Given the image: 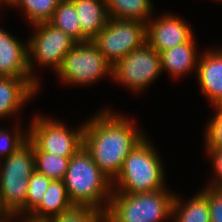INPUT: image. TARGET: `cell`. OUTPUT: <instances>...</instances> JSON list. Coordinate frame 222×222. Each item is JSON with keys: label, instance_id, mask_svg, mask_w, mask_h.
<instances>
[{"label": "cell", "instance_id": "cb8c5ba5", "mask_svg": "<svg viewBox=\"0 0 222 222\" xmlns=\"http://www.w3.org/2000/svg\"><path fill=\"white\" fill-rule=\"evenodd\" d=\"M44 174L36 170L30 176L28 182L27 196H26V215H28L43 199L45 191L51 183Z\"/></svg>", "mask_w": 222, "mask_h": 222}, {"label": "cell", "instance_id": "603a6c76", "mask_svg": "<svg viewBox=\"0 0 222 222\" xmlns=\"http://www.w3.org/2000/svg\"><path fill=\"white\" fill-rule=\"evenodd\" d=\"M103 213L86 205H73L46 222H101Z\"/></svg>", "mask_w": 222, "mask_h": 222}, {"label": "cell", "instance_id": "ac0fdd59", "mask_svg": "<svg viewBox=\"0 0 222 222\" xmlns=\"http://www.w3.org/2000/svg\"><path fill=\"white\" fill-rule=\"evenodd\" d=\"M181 201L175 194L172 207L174 222H210L206 188L194 195L188 202Z\"/></svg>", "mask_w": 222, "mask_h": 222}, {"label": "cell", "instance_id": "ba28073f", "mask_svg": "<svg viewBox=\"0 0 222 222\" xmlns=\"http://www.w3.org/2000/svg\"><path fill=\"white\" fill-rule=\"evenodd\" d=\"M92 42L114 66L124 56L146 43V23L110 18Z\"/></svg>", "mask_w": 222, "mask_h": 222}, {"label": "cell", "instance_id": "83f0119b", "mask_svg": "<svg viewBox=\"0 0 222 222\" xmlns=\"http://www.w3.org/2000/svg\"><path fill=\"white\" fill-rule=\"evenodd\" d=\"M209 157L212 159L214 174V182L210 183L207 187L213 189H222V148L219 149H206Z\"/></svg>", "mask_w": 222, "mask_h": 222}, {"label": "cell", "instance_id": "4dcf8cb0", "mask_svg": "<svg viewBox=\"0 0 222 222\" xmlns=\"http://www.w3.org/2000/svg\"><path fill=\"white\" fill-rule=\"evenodd\" d=\"M23 222H35V221H31V220H29V219H23Z\"/></svg>", "mask_w": 222, "mask_h": 222}, {"label": "cell", "instance_id": "7c38bea8", "mask_svg": "<svg viewBox=\"0 0 222 222\" xmlns=\"http://www.w3.org/2000/svg\"><path fill=\"white\" fill-rule=\"evenodd\" d=\"M26 45L0 27V77L31 78Z\"/></svg>", "mask_w": 222, "mask_h": 222}, {"label": "cell", "instance_id": "7402d4cb", "mask_svg": "<svg viewBox=\"0 0 222 222\" xmlns=\"http://www.w3.org/2000/svg\"><path fill=\"white\" fill-rule=\"evenodd\" d=\"M35 170L51 180H63L71 157L57 156L48 152L34 151Z\"/></svg>", "mask_w": 222, "mask_h": 222}, {"label": "cell", "instance_id": "8fae6325", "mask_svg": "<svg viewBox=\"0 0 222 222\" xmlns=\"http://www.w3.org/2000/svg\"><path fill=\"white\" fill-rule=\"evenodd\" d=\"M193 36L188 23L172 14L154 20L150 18L146 23V42L159 54L188 42Z\"/></svg>", "mask_w": 222, "mask_h": 222}, {"label": "cell", "instance_id": "f546056e", "mask_svg": "<svg viewBox=\"0 0 222 222\" xmlns=\"http://www.w3.org/2000/svg\"><path fill=\"white\" fill-rule=\"evenodd\" d=\"M101 222H111L105 215H103Z\"/></svg>", "mask_w": 222, "mask_h": 222}, {"label": "cell", "instance_id": "30bf717a", "mask_svg": "<svg viewBox=\"0 0 222 222\" xmlns=\"http://www.w3.org/2000/svg\"><path fill=\"white\" fill-rule=\"evenodd\" d=\"M160 73L161 56L147 42L124 56L112 68V78L134 92L148 87Z\"/></svg>", "mask_w": 222, "mask_h": 222}, {"label": "cell", "instance_id": "277c9868", "mask_svg": "<svg viewBox=\"0 0 222 222\" xmlns=\"http://www.w3.org/2000/svg\"><path fill=\"white\" fill-rule=\"evenodd\" d=\"M0 161V202L14 216L26 215V196L30 176L35 171L33 143L28 139L9 157Z\"/></svg>", "mask_w": 222, "mask_h": 222}, {"label": "cell", "instance_id": "4316f807", "mask_svg": "<svg viewBox=\"0 0 222 222\" xmlns=\"http://www.w3.org/2000/svg\"><path fill=\"white\" fill-rule=\"evenodd\" d=\"M210 222H222V189L206 188Z\"/></svg>", "mask_w": 222, "mask_h": 222}, {"label": "cell", "instance_id": "3957f363", "mask_svg": "<svg viewBox=\"0 0 222 222\" xmlns=\"http://www.w3.org/2000/svg\"><path fill=\"white\" fill-rule=\"evenodd\" d=\"M154 148L145 137L130 152L119 175L112 182V193H150L166 188L164 167Z\"/></svg>", "mask_w": 222, "mask_h": 222}, {"label": "cell", "instance_id": "5bb4252c", "mask_svg": "<svg viewBox=\"0 0 222 222\" xmlns=\"http://www.w3.org/2000/svg\"><path fill=\"white\" fill-rule=\"evenodd\" d=\"M38 88L32 78L0 77V118L15 114Z\"/></svg>", "mask_w": 222, "mask_h": 222}, {"label": "cell", "instance_id": "9c48e42d", "mask_svg": "<svg viewBox=\"0 0 222 222\" xmlns=\"http://www.w3.org/2000/svg\"><path fill=\"white\" fill-rule=\"evenodd\" d=\"M33 26L35 32L30 40L26 42L28 44V64L31 78L40 85L39 79L37 80V77H34V74H32L34 73L33 66L36 63L39 66H53L54 72H57L62 65L65 55L78 42L62 30L55 28L49 22ZM33 61H36L34 65Z\"/></svg>", "mask_w": 222, "mask_h": 222}, {"label": "cell", "instance_id": "5b68a950", "mask_svg": "<svg viewBox=\"0 0 222 222\" xmlns=\"http://www.w3.org/2000/svg\"><path fill=\"white\" fill-rule=\"evenodd\" d=\"M167 189L150 193H112L104 214L111 222H162L172 219L175 194Z\"/></svg>", "mask_w": 222, "mask_h": 222}, {"label": "cell", "instance_id": "7a4b0ae2", "mask_svg": "<svg viewBox=\"0 0 222 222\" xmlns=\"http://www.w3.org/2000/svg\"><path fill=\"white\" fill-rule=\"evenodd\" d=\"M63 183L73 205L91 206L106 213L113 192L112 181L84 147L71 156Z\"/></svg>", "mask_w": 222, "mask_h": 222}, {"label": "cell", "instance_id": "4fadbf2b", "mask_svg": "<svg viewBox=\"0 0 222 222\" xmlns=\"http://www.w3.org/2000/svg\"><path fill=\"white\" fill-rule=\"evenodd\" d=\"M197 79L203 94L215 107L222 105V49L208 50L199 58Z\"/></svg>", "mask_w": 222, "mask_h": 222}, {"label": "cell", "instance_id": "6da1fadb", "mask_svg": "<svg viewBox=\"0 0 222 222\" xmlns=\"http://www.w3.org/2000/svg\"><path fill=\"white\" fill-rule=\"evenodd\" d=\"M96 115V116H95ZM84 123L83 147L113 182L125 158L145 138L129 118L102 110Z\"/></svg>", "mask_w": 222, "mask_h": 222}, {"label": "cell", "instance_id": "52a82bcc", "mask_svg": "<svg viewBox=\"0 0 222 222\" xmlns=\"http://www.w3.org/2000/svg\"><path fill=\"white\" fill-rule=\"evenodd\" d=\"M53 120L37 115L30 122L28 139L33 143V151L71 157L83 147L84 125L70 131L62 122Z\"/></svg>", "mask_w": 222, "mask_h": 222}, {"label": "cell", "instance_id": "9a60e30c", "mask_svg": "<svg viewBox=\"0 0 222 222\" xmlns=\"http://www.w3.org/2000/svg\"><path fill=\"white\" fill-rule=\"evenodd\" d=\"M82 29V42L92 41L110 19L104 0H72Z\"/></svg>", "mask_w": 222, "mask_h": 222}, {"label": "cell", "instance_id": "e0dca14e", "mask_svg": "<svg viewBox=\"0 0 222 222\" xmlns=\"http://www.w3.org/2000/svg\"><path fill=\"white\" fill-rule=\"evenodd\" d=\"M195 45L193 36L188 42L161 52V71L165 70L170 73L171 77L177 78L197 69L199 56H197Z\"/></svg>", "mask_w": 222, "mask_h": 222}, {"label": "cell", "instance_id": "8992f818", "mask_svg": "<svg viewBox=\"0 0 222 222\" xmlns=\"http://www.w3.org/2000/svg\"><path fill=\"white\" fill-rule=\"evenodd\" d=\"M112 68L96 45L87 41L78 42L69 50L56 73L65 84L89 85L105 75L112 77Z\"/></svg>", "mask_w": 222, "mask_h": 222}, {"label": "cell", "instance_id": "ffe728a7", "mask_svg": "<svg viewBox=\"0 0 222 222\" xmlns=\"http://www.w3.org/2000/svg\"><path fill=\"white\" fill-rule=\"evenodd\" d=\"M49 23L70 35L77 42H82V29L72 0H60Z\"/></svg>", "mask_w": 222, "mask_h": 222}, {"label": "cell", "instance_id": "484cf974", "mask_svg": "<svg viewBox=\"0 0 222 222\" xmlns=\"http://www.w3.org/2000/svg\"><path fill=\"white\" fill-rule=\"evenodd\" d=\"M216 114L209 121L205 130L206 149L222 148V109L215 107Z\"/></svg>", "mask_w": 222, "mask_h": 222}, {"label": "cell", "instance_id": "f1b7e54d", "mask_svg": "<svg viewBox=\"0 0 222 222\" xmlns=\"http://www.w3.org/2000/svg\"><path fill=\"white\" fill-rule=\"evenodd\" d=\"M12 218L10 215L4 210L3 206L1 205L0 202V222H10Z\"/></svg>", "mask_w": 222, "mask_h": 222}, {"label": "cell", "instance_id": "44dd1931", "mask_svg": "<svg viewBox=\"0 0 222 222\" xmlns=\"http://www.w3.org/2000/svg\"><path fill=\"white\" fill-rule=\"evenodd\" d=\"M4 4L21 7L32 25L49 22L60 0H4Z\"/></svg>", "mask_w": 222, "mask_h": 222}, {"label": "cell", "instance_id": "d4e9b609", "mask_svg": "<svg viewBox=\"0 0 222 222\" xmlns=\"http://www.w3.org/2000/svg\"><path fill=\"white\" fill-rule=\"evenodd\" d=\"M28 140V131L23 133L19 126L10 136V133L6 130L0 129V161L2 158L9 157L13 154L20 146H22Z\"/></svg>", "mask_w": 222, "mask_h": 222}, {"label": "cell", "instance_id": "2e32d148", "mask_svg": "<svg viewBox=\"0 0 222 222\" xmlns=\"http://www.w3.org/2000/svg\"><path fill=\"white\" fill-rule=\"evenodd\" d=\"M72 206L63 180H52L42 201L26 218L35 222H46Z\"/></svg>", "mask_w": 222, "mask_h": 222}, {"label": "cell", "instance_id": "d6986e66", "mask_svg": "<svg viewBox=\"0 0 222 222\" xmlns=\"http://www.w3.org/2000/svg\"><path fill=\"white\" fill-rule=\"evenodd\" d=\"M110 18L119 20H138L143 23L152 16L150 0H104Z\"/></svg>", "mask_w": 222, "mask_h": 222}]
</instances>
